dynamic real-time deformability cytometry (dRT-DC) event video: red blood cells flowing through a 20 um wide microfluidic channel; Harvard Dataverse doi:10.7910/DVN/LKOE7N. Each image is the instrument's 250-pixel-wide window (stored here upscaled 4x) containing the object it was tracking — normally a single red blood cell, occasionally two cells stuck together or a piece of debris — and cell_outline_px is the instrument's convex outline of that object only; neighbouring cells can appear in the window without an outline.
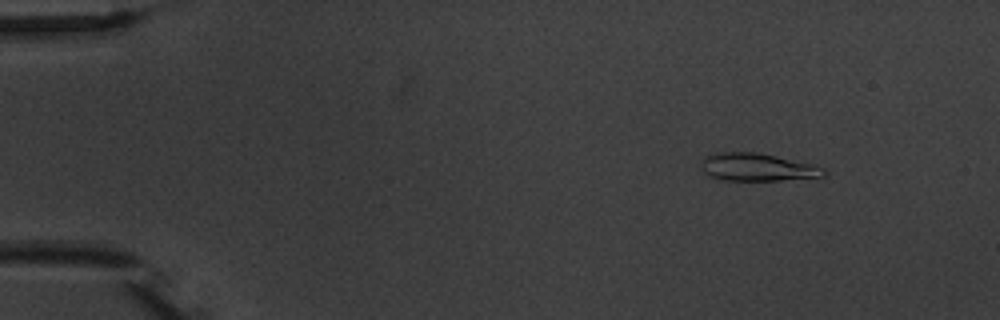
{"species": "common noctule bat (a hibernating species)", "species_latin": "Nyctalus noctula", "temperature_condition": "warm", "stored_images_in_passage": 5, "camera_frame_rate_fps": 3000, "um_per_image_px": 0.085, "animal": {"sex": "male", "body_mass_g": 20.1, "forearm_length_mm": 53.5}, "frame": {"image": 1, "passage_image": 1, "time_ms": 0.0, "image_size_px": [1000, 320], "cell_outline_px": [[824, 176], [780, 180], [724, 180], [708, 176], [704, 172], [700, 164], [700, 156], [720, 152], [756, 152], [776, 156], [812, 164], [824, 168]], "centroid_in_image_um": [64.27, 14.2], "position_along_channel_um": 20.7, "area_um2": 19.83}}
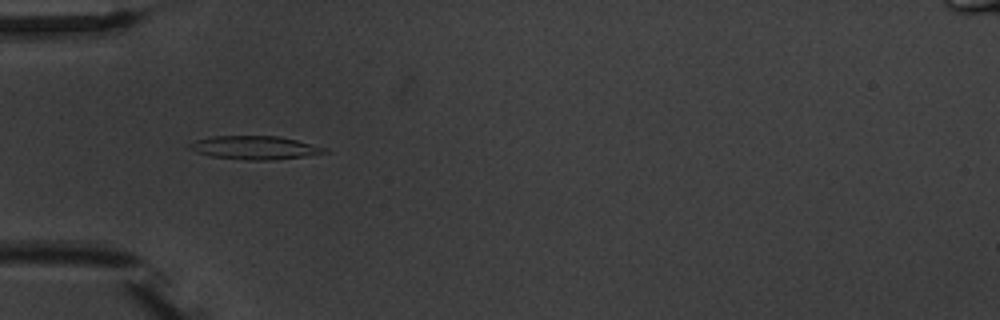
{"frame": {"image": 2, "passage_image": 4, "time_ms": 3.667, "image_size_px": [1000, 320], "cell_outline_px": [[332, 152], [304, 156], [268, 160], [248, 160], [212, 156], [196, 152], [188, 148], [188, 144], [196, 140], [212, 136], [280, 136], [296, 140], [324, 148]], "centroid_in_image_um": [21.63, 12.54], "position_along_channel_um": 63.4, "area_um2": 18.21}}